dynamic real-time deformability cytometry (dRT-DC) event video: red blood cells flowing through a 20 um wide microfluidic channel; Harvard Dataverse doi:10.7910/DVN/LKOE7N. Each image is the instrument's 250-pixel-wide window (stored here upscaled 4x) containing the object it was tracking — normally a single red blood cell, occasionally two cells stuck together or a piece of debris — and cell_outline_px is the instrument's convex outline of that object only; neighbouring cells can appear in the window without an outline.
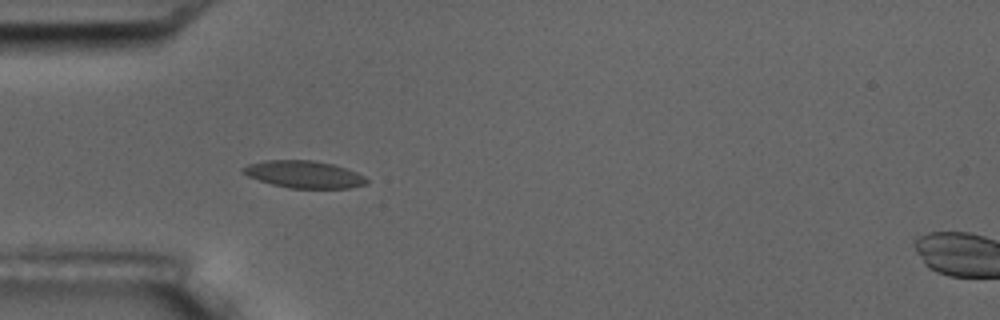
{"species": "common noctule bat (a hibernating species)", "species_latin": "Nyctalus noctula", "temperature_condition": "room temperature", "stored_images_in_passage": 4, "camera_frame_rate_fps": 3000, "um_per_image_px": 0.085, "animal": {"sex": "male", "body_mass_g": 17.5, "forearm_length_mm": 52.3}, "frame": {"image": 1, "passage_image": 4, "time_ms": 4.333, "image_size_px": [1000, 320], "cell_outline_px": [[368, 184], [348, 188], [288, 188], [272, 184], [248, 176], [240, 172], [240, 168], [248, 164], [264, 160], [312, 160], [332, 164], [356, 172], [364, 176], [368, 180]], "centroid_in_image_um": [25.81, 14.82], "position_along_channel_um": 59.2, "area_um2": 19.59}}